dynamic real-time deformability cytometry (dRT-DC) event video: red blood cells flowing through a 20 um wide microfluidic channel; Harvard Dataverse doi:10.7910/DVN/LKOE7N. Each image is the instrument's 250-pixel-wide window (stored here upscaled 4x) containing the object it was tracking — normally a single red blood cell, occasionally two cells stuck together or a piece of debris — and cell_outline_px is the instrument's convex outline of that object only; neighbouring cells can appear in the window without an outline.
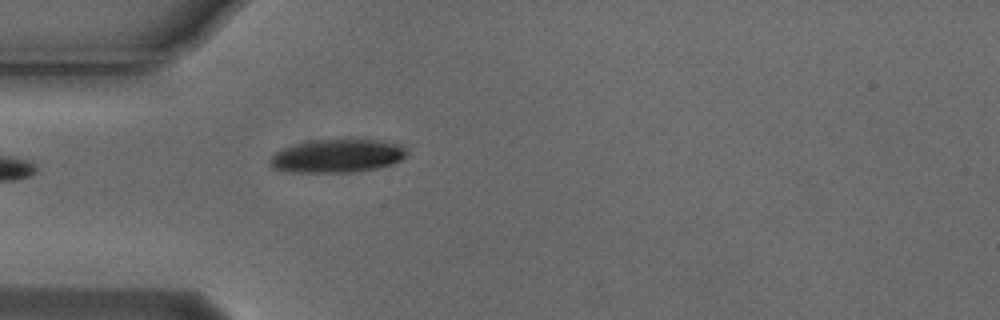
{"species": "Egyptian fruit bat (a non-hibernating species)", "species_latin": "Rousettus aegyptiacus", "temperature_condition": "cold", "stored_images_in_passage": 2, "camera_frame_rate_fps": 3000, "um_per_image_px": 0.085, "animal": {"sex": "male"}, "frame": {"image": 1, "passage_image": 2, "time_ms": 0.333, "image_size_px": [1000, 320], "cell_outline_px": [[408, 152], [400, 160], [392, 164], [380, 168], [356, 172], [292, 172], [272, 168], [268, 164], [268, 160], [276, 152], [284, 148], [308, 140], [376, 140], [400, 144]], "centroid_in_image_um": [28.65, 13.26], "position_along_channel_um": 56.4, "area_um2": 26.53}}